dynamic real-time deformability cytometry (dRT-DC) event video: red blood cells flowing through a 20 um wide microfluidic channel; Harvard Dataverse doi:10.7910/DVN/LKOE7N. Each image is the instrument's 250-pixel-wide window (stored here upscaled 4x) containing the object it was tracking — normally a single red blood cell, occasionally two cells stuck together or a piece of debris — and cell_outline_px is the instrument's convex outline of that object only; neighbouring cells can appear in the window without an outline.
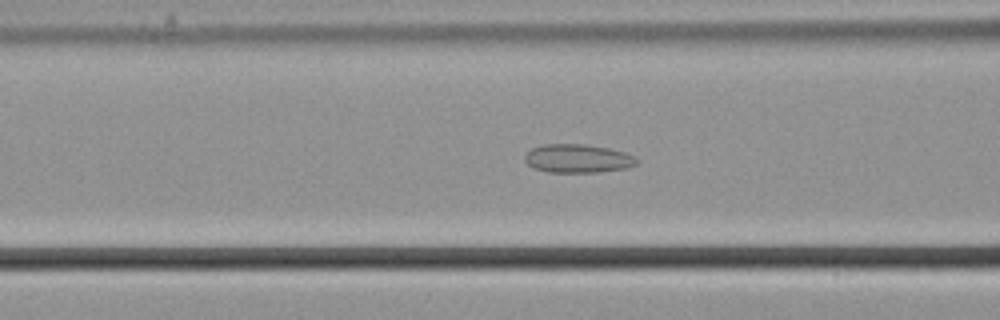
{"species": "common noctule bat (a hibernating species)", "species_latin": "Nyctalus noctula", "temperature_condition": "cold", "stored_images_in_passage": 43, "camera_frame_rate_fps": 3000, "um_per_image_px": 0.085, "animal": {"sex": "male", "body_mass_g": 21.5, "forearm_length_mm": 52.0}, "frame": {"image": 1, "passage_image": 9, "time_ms": 2.667, "image_size_px": [1000, 320], "cell_outline_px": [[640, 160], [636, 164], [628, 168], [600, 172], [548, 172], [532, 168], [524, 160], [524, 156], [532, 148], [544, 144], [584, 144], [608, 148], [624, 152], [636, 156]], "centroid_in_image_um": [49.13, 13.48], "position_along_channel_um": 117.5, "area_um2": 18.79}}
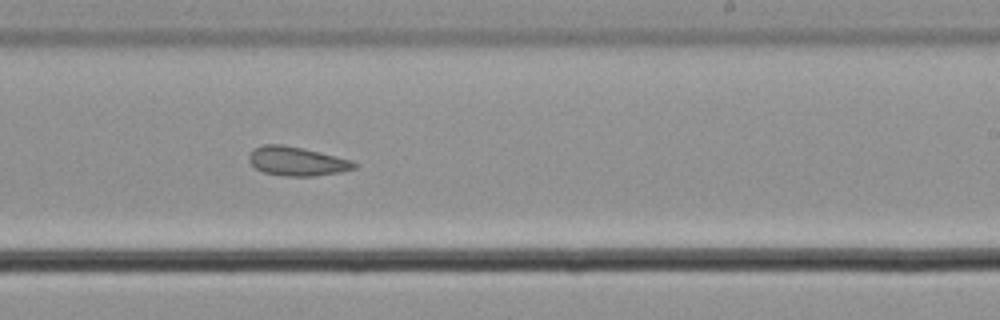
{"frame": {"image": 2, "passage_image": 21, "time_ms": 6.667, "image_size_px": [1000, 320], "cell_outline_px": [[356, 168], [340, 172], [312, 176], [284, 176], [264, 172], [256, 168], [248, 160], [248, 156], [252, 148], [264, 144], [280, 144], [304, 148], [352, 160], [356, 164]], "centroid_in_image_um": [25.21, 13.69], "position_along_channel_um": 263.8, "area_um2": 17.8}}
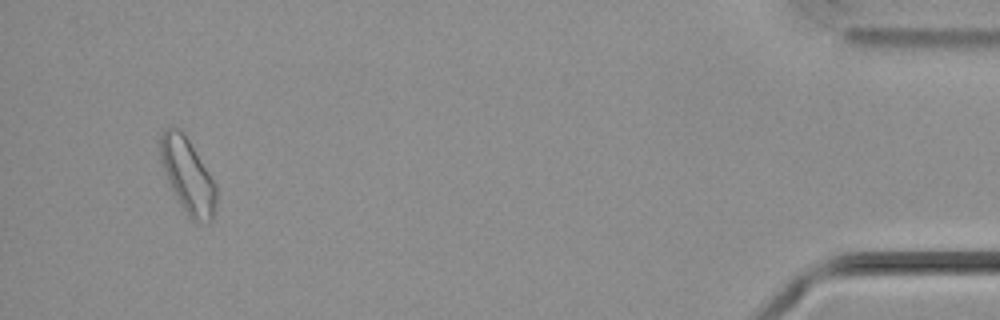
{"frame": {"image": 3, "passage_image": 40, "time_ms": 13.0, "image_size_px": [1000, 320], "cell_outline_px": [[216, 204], [212, 220], [208, 224], [192, 220], [188, 216], [180, 204], [168, 180], [160, 160], [160, 136], [164, 128], [172, 124], [180, 128], [188, 140], [216, 184]], "centroid_in_image_um": [15.95, 14.91], "position_along_channel_um": 419.3, "area_um2": 24.22}, "authors_computed_cell_mechanics": {"area_um2": 18.785, "velocity_mm_per_s": 3.6601, "shape_relaxation_time_tau1_ms": null, "shape_relaxation_time_tau2_ms": 2.4559, "deformation_change_tau1": null, "deformation_change_tau2": 0.0595}}